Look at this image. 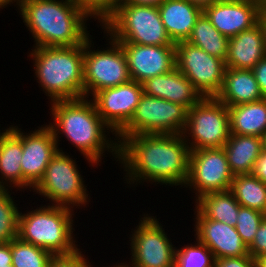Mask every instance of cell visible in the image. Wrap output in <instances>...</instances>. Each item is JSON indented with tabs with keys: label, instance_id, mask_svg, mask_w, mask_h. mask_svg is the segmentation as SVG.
<instances>
[{
	"label": "cell",
	"instance_id": "obj_24",
	"mask_svg": "<svg viewBox=\"0 0 266 267\" xmlns=\"http://www.w3.org/2000/svg\"><path fill=\"white\" fill-rule=\"evenodd\" d=\"M223 149L234 176L250 174L263 149L262 137L230 134Z\"/></svg>",
	"mask_w": 266,
	"mask_h": 267
},
{
	"label": "cell",
	"instance_id": "obj_17",
	"mask_svg": "<svg viewBox=\"0 0 266 267\" xmlns=\"http://www.w3.org/2000/svg\"><path fill=\"white\" fill-rule=\"evenodd\" d=\"M263 7L255 0H218L205 8L203 13L229 39L256 25Z\"/></svg>",
	"mask_w": 266,
	"mask_h": 267
},
{
	"label": "cell",
	"instance_id": "obj_22",
	"mask_svg": "<svg viewBox=\"0 0 266 267\" xmlns=\"http://www.w3.org/2000/svg\"><path fill=\"white\" fill-rule=\"evenodd\" d=\"M166 33L173 43L187 41L203 13L187 0H165L158 6Z\"/></svg>",
	"mask_w": 266,
	"mask_h": 267
},
{
	"label": "cell",
	"instance_id": "obj_41",
	"mask_svg": "<svg viewBox=\"0 0 266 267\" xmlns=\"http://www.w3.org/2000/svg\"><path fill=\"white\" fill-rule=\"evenodd\" d=\"M191 4L199 7L201 10H204L205 8L209 7L214 2H217L218 0H187Z\"/></svg>",
	"mask_w": 266,
	"mask_h": 267
},
{
	"label": "cell",
	"instance_id": "obj_20",
	"mask_svg": "<svg viewBox=\"0 0 266 267\" xmlns=\"http://www.w3.org/2000/svg\"><path fill=\"white\" fill-rule=\"evenodd\" d=\"M21 128L10 125L0 135V188L23 189ZM9 183V184H8Z\"/></svg>",
	"mask_w": 266,
	"mask_h": 267
},
{
	"label": "cell",
	"instance_id": "obj_7",
	"mask_svg": "<svg viewBox=\"0 0 266 267\" xmlns=\"http://www.w3.org/2000/svg\"><path fill=\"white\" fill-rule=\"evenodd\" d=\"M58 149L59 151L50 160L42 179L32 191L44 197V200H49L51 205L72 209H75V206L78 209L87 208L86 205L89 204L91 197L76 159L74 160L65 151L63 152L62 148Z\"/></svg>",
	"mask_w": 266,
	"mask_h": 267
},
{
	"label": "cell",
	"instance_id": "obj_34",
	"mask_svg": "<svg viewBox=\"0 0 266 267\" xmlns=\"http://www.w3.org/2000/svg\"><path fill=\"white\" fill-rule=\"evenodd\" d=\"M80 249L71 255L54 256L48 267H93Z\"/></svg>",
	"mask_w": 266,
	"mask_h": 267
},
{
	"label": "cell",
	"instance_id": "obj_13",
	"mask_svg": "<svg viewBox=\"0 0 266 267\" xmlns=\"http://www.w3.org/2000/svg\"><path fill=\"white\" fill-rule=\"evenodd\" d=\"M232 174L223 148L197 149L190 152L189 175L185 186L195 193V200L211 192L231 188ZM194 191V192H193Z\"/></svg>",
	"mask_w": 266,
	"mask_h": 267
},
{
	"label": "cell",
	"instance_id": "obj_14",
	"mask_svg": "<svg viewBox=\"0 0 266 267\" xmlns=\"http://www.w3.org/2000/svg\"><path fill=\"white\" fill-rule=\"evenodd\" d=\"M142 95V83L130 80L102 89L90 99L103 122L117 135L131 120Z\"/></svg>",
	"mask_w": 266,
	"mask_h": 267
},
{
	"label": "cell",
	"instance_id": "obj_42",
	"mask_svg": "<svg viewBox=\"0 0 266 267\" xmlns=\"http://www.w3.org/2000/svg\"><path fill=\"white\" fill-rule=\"evenodd\" d=\"M20 1L21 0H0V9L9 7V5L11 6L12 4L15 7L17 6L16 8H18L19 7V4H20Z\"/></svg>",
	"mask_w": 266,
	"mask_h": 267
},
{
	"label": "cell",
	"instance_id": "obj_31",
	"mask_svg": "<svg viewBox=\"0 0 266 267\" xmlns=\"http://www.w3.org/2000/svg\"><path fill=\"white\" fill-rule=\"evenodd\" d=\"M197 242V243H196ZM175 250L174 267H215L212 251L198 239Z\"/></svg>",
	"mask_w": 266,
	"mask_h": 267
},
{
	"label": "cell",
	"instance_id": "obj_1",
	"mask_svg": "<svg viewBox=\"0 0 266 267\" xmlns=\"http://www.w3.org/2000/svg\"><path fill=\"white\" fill-rule=\"evenodd\" d=\"M118 144V164L129 186H185L191 150L183 134H137Z\"/></svg>",
	"mask_w": 266,
	"mask_h": 267
},
{
	"label": "cell",
	"instance_id": "obj_12",
	"mask_svg": "<svg viewBox=\"0 0 266 267\" xmlns=\"http://www.w3.org/2000/svg\"><path fill=\"white\" fill-rule=\"evenodd\" d=\"M176 68L202 97H216L223 87L225 61L186 41L175 43Z\"/></svg>",
	"mask_w": 266,
	"mask_h": 267
},
{
	"label": "cell",
	"instance_id": "obj_10",
	"mask_svg": "<svg viewBox=\"0 0 266 267\" xmlns=\"http://www.w3.org/2000/svg\"><path fill=\"white\" fill-rule=\"evenodd\" d=\"M188 109L143 93L128 124L116 135L117 142L137 134H182Z\"/></svg>",
	"mask_w": 266,
	"mask_h": 267
},
{
	"label": "cell",
	"instance_id": "obj_4",
	"mask_svg": "<svg viewBox=\"0 0 266 267\" xmlns=\"http://www.w3.org/2000/svg\"><path fill=\"white\" fill-rule=\"evenodd\" d=\"M31 50L35 79L50 102L84 97V43Z\"/></svg>",
	"mask_w": 266,
	"mask_h": 267
},
{
	"label": "cell",
	"instance_id": "obj_26",
	"mask_svg": "<svg viewBox=\"0 0 266 267\" xmlns=\"http://www.w3.org/2000/svg\"><path fill=\"white\" fill-rule=\"evenodd\" d=\"M194 205L204 217L234 227L241 207L230 190L203 195Z\"/></svg>",
	"mask_w": 266,
	"mask_h": 267
},
{
	"label": "cell",
	"instance_id": "obj_38",
	"mask_svg": "<svg viewBox=\"0 0 266 267\" xmlns=\"http://www.w3.org/2000/svg\"><path fill=\"white\" fill-rule=\"evenodd\" d=\"M266 184V150L263 148L257 160L254 162L253 169L250 173Z\"/></svg>",
	"mask_w": 266,
	"mask_h": 267
},
{
	"label": "cell",
	"instance_id": "obj_40",
	"mask_svg": "<svg viewBox=\"0 0 266 267\" xmlns=\"http://www.w3.org/2000/svg\"><path fill=\"white\" fill-rule=\"evenodd\" d=\"M165 0H122L121 4L146 5L158 7Z\"/></svg>",
	"mask_w": 266,
	"mask_h": 267
},
{
	"label": "cell",
	"instance_id": "obj_35",
	"mask_svg": "<svg viewBox=\"0 0 266 267\" xmlns=\"http://www.w3.org/2000/svg\"><path fill=\"white\" fill-rule=\"evenodd\" d=\"M248 254L254 259L266 254V217L260 224L253 242L248 247Z\"/></svg>",
	"mask_w": 266,
	"mask_h": 267
},
{
	"label": "cell",
	"instance_id": "obj_36",
	"mask_svg": "<svg viewBox=\"0 0 266 267\" xmlns=\"http://www.w3.org/2000/svg\"><path fill=\"white\" fill-rule=\"evenodd\" d=\"M215 267H257L256 259L250 255L215 259Z\"/></svg>",
	"mask_w": 266,
	"mask_h": 267
},
{
	"label": "cell",
	"instance_id": "obj_5",
	"mask_svg": "<svg viewBox=\"0 0 266 267\" xmlns=\"http://www.w3.org/2000/svg\"><path fill=\"white\" fill-rule=\"evenodd\" d=\"M25 212L19 214L18 237L22 241L39 246L54 256L71 255L80 249L73 234L74 209L48 203Z\"/></svg>",
	"mask_w": 266,
	"mask_h": 267
},
{
	"label": "cell",
	"instance_id": "obj_37",
	"mask_svg": "<svg viewBox=\"0 0 266 267\" xmlns=\"http://www.w3.org/2000/svg\"><path fill=\"white\" fill-rule=\"evenodd\" d=\"M259 89L264 98H266V56L262 58L252 69Z\"/></svg>",
	"mask_w": 266,
	"mask_h": 267
},
{
	"label": "cell",
	"instance_id": "obj_46",
	"mask_svg": "<svg viewBox=\"0 0 266 267\" xmlns=\"http://www.w3.org/2000/svg\"><path fill=\"white\" fill-rule=\"evenodd\" d=\"M255 1H258V2H260L262 5L266 6V0H255Z\"/></svg>",
	"mask_w": 266,
	"mask_h": 267
},
{
	"label": "cell",
	"instance_id": "obj_47",
	"mask_svg": "<svg viewBox=\"0 0 266 267\" xmlns=\"http://www.w3.org/2000/svg\"><path fill=\"white\" fill-rule=\"evenodd\" d=\"M0 267H13V265H12V264H10V265H6V266H0Z\"/></svg>",
	"mask_w": 266,
	"mask_h": 267
},
{
	"label": "cell",
	"instance_id": "obj_15",
	"mask_svg": "<svg viewBox=\"0 0 266 267\" xmlns=\"http://www.w3.org/2000/svg\"><path fill=\"white\" fill-rule=\"evenodd\" d=\"M37 127L30 133L21 131L23 192L31 191L39 183L50 160L59 151L52 129L47 124Z\"/></svg>",
	"mask_w": 266,
	"mask_h": 267
},
{
	"label": "cell",
	"instance_id": "obj_11",
	"mask_svg": "<svg viewBox=\"0 0 266 267\" xmlns=\"http://www.w3.org/2000/svg\"><path fill=\"white\" fill-rule=\"evenodd\" d=\"M142 216L129 235L131 262L124 264L127 267H174L176 246L163 225L152 214Z\"/></svg>",
	"mask_w": 266,
	"mask_h": 267
},
{
	"label": "cell",
	"instance_id": "obj_28",
	"mask_svg": "<svg viewBox=\"0 0 266 267\" xmlns=\"http://www.w3.org/2000/svg\"><path fill=\"white\" fill-rule=\"evenodd\" d=\"M230 191L242 206L266 214V184L251 174L235 175Z\"/></svg>",
	"mask_w": 266,
	"mask_h": 267
},
{
	"label": "cell",
	"instance_id": "obj_30",
	"mask_svg": "<svg viewBox=\"0 0 266 267\" xmlns=\"http://www.w3.org/2000/svg\"><path fill=\"white\" fill-rule=\"evenodd\" d=\"M11 194L12 190L0 188V243H9L18 237L20 208Z\"/></svg>",
	"mask_w": 266,
	"mask_h": 267
},
{
	"label": "cell",
	"instance_id": "obj_43",
	"mask_svg": "<svg viewBox=\"0 0 266 267\" xmlns=\"http://www.w3.org/2000/svg\"><path fill=\"white\" fill-rule=\"evenodd\" d=\"M257 267H266V254L256 258Z\"/></svg>",
	"mask_w": 266,
	"mask_h": 267
},
{
	"label": "cell",
	"instance_id": "obj_23",
	"mask_svg": "<svg viewBox=\"0 0 266 267\" xmlns=\"http://www.w3.org/2000/svg\"><path fill=\"white\" fill-rule=\"evenodd\" d=\"M216 98L227 107L263 99L252 70L226 68L221 92Z\"/></svg>",
	"mask_w": 266,
	"mask_h": 267
},
{
	"label": "cell",
	"instance_id": "obj_9",
	"mask_svg": "<svg viewBox=\"0 0 266 267\" xmlns=\"http://www.w3.org/2000/svg\"><path fill=\"white\" fill-rule=\"evenodd\" d=\"M182 134L191 151L223 148L231 134L228 107L216 97H203L188 110Z\"/></svg>",
	"mask_w": 266,
	"mask_h": 267
},
{
	"label": "cell",
	"instance_id": "obj_6",
	"mask_svg": "<svg viewBox=\"0 0 266 267\" xmlns=\"http://www.w3.org/2000/svg\"><path fill=\"white\" fill-rule=\"evenodd\" d=\"M101 28L119 43L175 46L155 6L120 4Z\"/></svg>",
	"mask_w": 266,
	"mask_h": 267
},
{
	"label": "cell",
	"instance_id": "obj_16",
	"mask_svg": "<svg viewBox=\"0 0 266 267\" xmlns=\"http://www.w3.org/2000/svg\"><path fill=\"white\" fill-rule=\"evenodd\" d=\"M126 57L131 80H145L171 72L176 68L175 46H149L120 43Z\"/></svg>",
	"mask_w": 266,
	"mask_h": 267
},
{
	"label": "cell",
	"instance_id": "obj_3",
	"mask_svg": "<svg viewBox=\"0 0 266 267\" xmlns=\"http://www.w3.org/2000/svg\"><path fill=\"white\" fill-rule=\"evenodd\" d=\"M18 12L33 47L77 46L90 36L91 18L74 0H21Z\"/></svg>",
	"mask_w": 266,
	"mask_h": 267
},
{
	"label": "cell",
	"instance_id": "obj_39",
	"mask_svg": "<svg viewBox=\"0 0 266 267\" xmlns=\"http://www.w3.org/2000/svg\"><path fill=\"white\" fill-rule=\"evenodd\" d=\"M12 264L11 242L0 243V266Z\"/></svg>",
	"mask_w": 266,
	"mask_h": 267
},
{
	"label": "cell",
	"instance_id": "obj_8",
	"mask_svg": "<svg viewBox=\"0 0 266 267\" xmlns=\"http://www.w3.org/2000/svg\"><path fill=\"white\" fill-rule=\"evenodd\" d=\"M109 44L105 49H93L92 35L84 42V97H92L96 92L116 87L131 80L122 46L103 31ZM93 43V44H92Z\"/></svg>",
	"mask_w": 266,
	"mask_h": 267
},
{
	"label": "cell",
	"instance_id": "obj_2",
	"mask_svg": "<svg viewBox=\"0 0 266 267\" xmlns=\"http://www.w3.org/2000/svg\"><path fill=\"white\" fill-rule=\"evenodd\" d=\"M49 104L53 124L51 122L47 125L53 131L58 148L61 138L59 135L63 134L88 161L89 167L100 166L102 157H106L107 152L118 162L119 144L116 135L103 122L91 99L83 97L53 101ZM110 132L115 136L114 140L113 136L110 137Z\"/></svg>",
	"mask_w": 266,
	"mask_h": 267
},
{
	"label": "cell",
	"instance_id": "obj_27",
	"mask_svg": "<svg viewBox=\"0 0 266 267\" xmlns=\"http://www.w3.org/2000/svg\"><path fill=\"white\" fill-rule=\"evenodd\" d=\"M186 42L203 49L213 57L226 61L229 39L212 25L204 13L197 19Z\"/></svg>",
	"mask_w": 266,
	"mask_h": 267
},
{
	"label": "cell",
	"instance_id": "obj_19",
	"mask_svg": "<svg viewBox=\"0 0 266 267\" xmlns=\"http://www.w3.org/2000/svg\"><path fill=\"white\" fill-rule=\"evenodd\" d=\"M142 87L144 94L182 105L188 110L203 98L177 68L145 80Z\"/></svg>",
	"mask_w": 266,
	"mask_h": 267
},
{
	"label": "cell",
	"instance_id": "obj_29",
	"mask_svg": "<svg viewBox=\"0 0 266 267\" xmlns=\"http://www.w3.org/2000/svg\"><path fill=\"white\" fill-rule=\"evenodd\" d=\"M11 254L13 267H48L54 257L51 252L19 237L11 241Z\"/></svg>",
	"mask_w": 266,
	"mask_h": 267
},
{
	"label": "cell",
	"instance_id": "obj_44",
	"mask_svg": "<svg viewBox=\"0 0 266 267\" xmlns=\"http://www.w3.org/2000/svg\"><path fill=\"white\" fill-rule=\"evenodd\" d=\"M263 148L266 150V132L262 136Z\"/></svg>",
	"mask_w": 266,
	"mask_h": 267
},
{
	"label": "cell",
	"instance_id": "obj_33",
	"mask_svg": "<svg viewBox=\"0 0 266 267\" xmlns=\"http://www.w3.org/2000/svg\"><path fill=\"white\" fill-rule=\"evenodd\" d=\"M99 27L120 6L122 0H74Z\"/></svg>",
	"mask_w": 266,
	"mask_h": 267
},
{
	"label": "cell",
	"instance_id": "obj_32",
	"mask_svg": "<svg viewBox=\"0 0 266 267\" xmlns=\"http://www.w3.org/2000/svg\"><path fill=\"white\" fill-rule=\"evenodd\" d=\"M265 217L266 214L259 210L240 207L235 228L247 247L253 242L256 232Z\"/></svg>",
	"mask_w": 266,
	"mask_h": 267
},
{
	"label": "cell",
	"instance_id": "obj_25",
	"mask_svg": "<svg viewBox=\"0 0 266 267\" xmlns=\"http://www.w3.org/2000/svg\"><path fill=\"white\" fill-rule=\"evenodd\" d=\"M230 133L262 137L266 132V98L228 107Z\"/></svg>",
	"mask_w": 266,
	"mask_h": 267
},
{
	"label": "cell",
	"instance_id": "obj_45",
	"mask_svg": "<svg viewBox=\"0 0 266 267\" xmlns=\"http://www.w3.org/2000/svg\"><path fill=\"white\" fill-rule=\"evenodd\" d=\"M111 267H127V266L124 264V261H123L122 263L117 262L115 265L113 264V266H111Z\"/></svg>",
	"mask_w": 266,
	"mask_h": 267
},
{
	"label": "cell",
	"instance_id": "obj_21",
	"mask_svg": "<svg viewBox=\"0 0 266 267\" xmlns=\"http://www.w3.org/2000/svg\"><path fill=\"white\" fill-rule=\"evenodd\" d=\"M266 56L260 24L229 38L226 68L252 70Z\"/></svg>",
	"mask_w": 266,
	"mask_h": 267
},
{
	"label": "cell",
	"instance_id": "obj_18",
	"mask_svg": "<svg viewBox=\"0 0 266 267\" xmlns=\"http://www.w3.org/2000/svg\"><path fill=\"white\" fill-rule=\"evenodd\" d=\"M194 210V236L212 251L215 259L249 255L234 226L208 219Z\"/></svg>",
	"mask_w": 266,
	"mask_h": 267
}]
</instances>
